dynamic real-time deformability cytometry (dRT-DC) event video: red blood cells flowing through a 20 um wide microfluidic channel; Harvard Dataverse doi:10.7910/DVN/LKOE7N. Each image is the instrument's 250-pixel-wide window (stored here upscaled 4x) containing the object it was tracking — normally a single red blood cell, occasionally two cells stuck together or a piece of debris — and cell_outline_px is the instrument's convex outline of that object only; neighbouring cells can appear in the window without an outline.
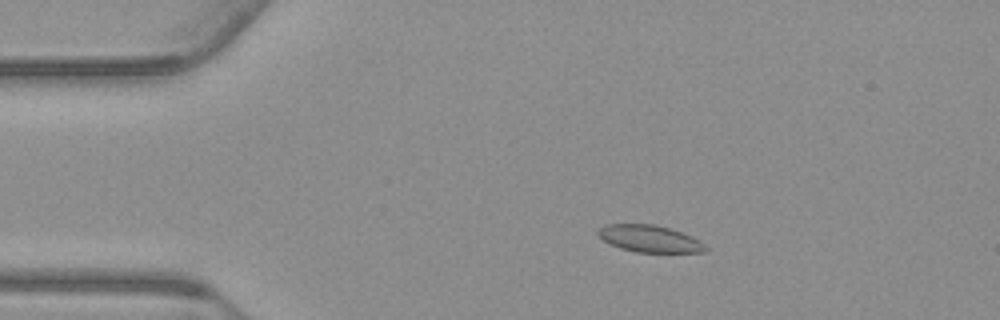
{"species": "common noctule bat (a hibernating species)", "species_latin": "Nyctalus noctula", "temperature_condition": "warm", "stored_images_in_passage": 56, "camera_frame_rate_fps": 3000, "um_per_image_px": 0.085, "animal": {"sex": "male", "body_mass_g": 23.1, "forearm_length_mm": 52.7}, "frame": {"image": 1, "passage_image": 11, "time_ms": 3.333, "image_size_px": [1000, 320], "cell_outline_px": [[708, 248], [704, 252], [636, 252], [620, 248], [604, 240], [596, 232], [604, 224], [656, 224], [692, 236], [700, 240]], "centroid_in_image_um": [55.23, 20.28], "position_along_channel_um": 29.8, "area_um2": 16.76}}
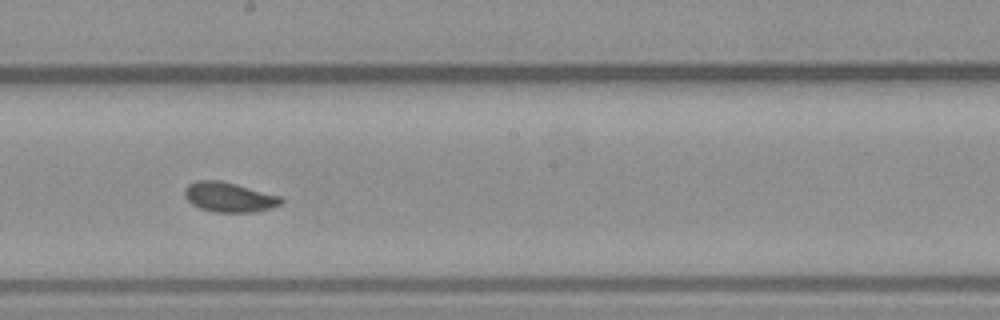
{"frame": {"image": 2, "passage_image": 31, "time_ms": 10.0, "image_size_px": [1000, 320], "cell_outline_px": [[284, 200], [280, 204], [256, 212], [212, 212], [200, 208], [192, 204], [184, 196], [184, 188], [188, 184], [196, 180], [220, 180], [236, 184], [280, 196]], "centroid_in_image_um": [19.43, 16.75], "position_along_channel_um": 228.8, "area_um2": 16.7}}
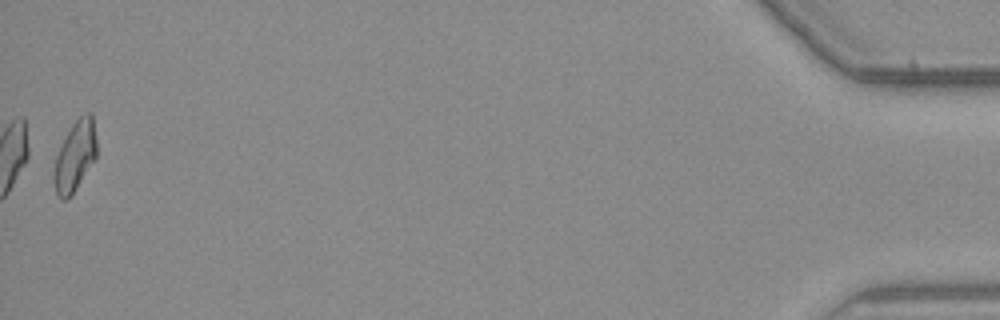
{"frame": {"image": 3, "passage_image": 56, "time_ms": 18.333, "image_size_px": [1000, 320], "cell_outline_px": [[96, 156], [72, 196], [68, 200], [60, 200], [56, 196], [52, 176], [56, 156], [72, 124], [80, 116], [88, 112], [92, 112], [96, 140]], "centroid_in_image_um": [6.35, 13.33], "position_along_channel_um": 428.8, "area_um2": 17.51}, "authors_computed_cell_mechanics": {"area_um2": 16.9354, "velocity_mm_per_s": 3.7389, "shape_relaxation_time_tau1_ms": 9.4341, "shape_relaxation_time_tau2_ms": 1.0632, "deformation_change_tau1": 0.1522, "deformation_change_tau2": 0.0554}}